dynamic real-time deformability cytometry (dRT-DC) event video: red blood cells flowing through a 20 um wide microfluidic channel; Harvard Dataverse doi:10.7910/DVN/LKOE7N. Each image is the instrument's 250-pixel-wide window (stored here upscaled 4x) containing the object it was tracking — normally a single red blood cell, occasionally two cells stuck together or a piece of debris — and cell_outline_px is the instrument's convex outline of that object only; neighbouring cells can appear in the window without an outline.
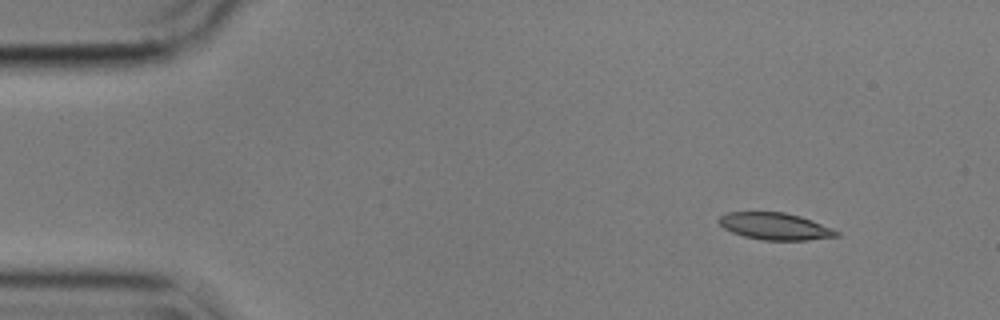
{"species": "common noctule bat (a hibernating species)", "species_latin": "Nyctalus noctula", "temperature_condition": "cold", "stored_images_in_passage": 51, "camera_frame_rate_fps": 3000, "um_per_image_px": 0.085, "animal": {"sex": "male", "body_mass_g": 17.9}, "frame": {"image": 1, "passage_image": 1, "time_ms": 0.0, "image_size_px": [1000, 320], "cell_outline_px": [[840, 236], [808, 240], [764, 240], [744, 236], [732, 232], [724, 228], [716, 220], [720, 216], [728, 212], [784, 212], [800, 216], [832, 228], [840, 232]], "centroid_in_image_um": [65.88, 19.23], "position_along_channel_um": 19.1, "area_um2": 18.44}}
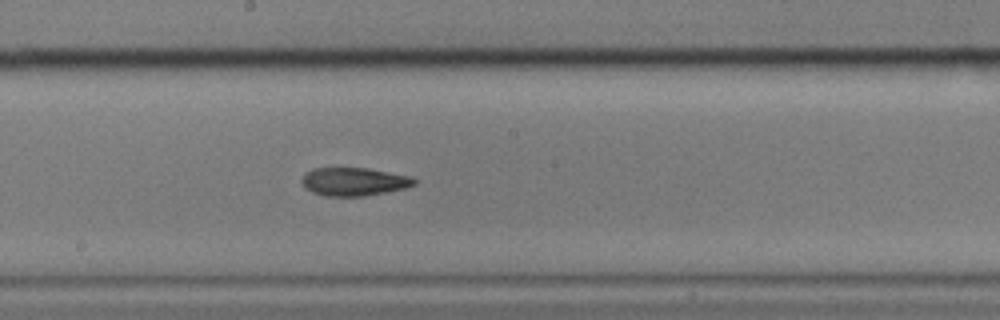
{"frame": {"image": 2, "passage_image": 25, "time_ms": 8.0, "image_size_px": [1000, 320], "cell_outline_px": [[416, 184], [404, 188], [388, 192], [364, 196], [324, 196], [312, 192], [304, 188], [300, 180], [312, 168], [368, 168], [412, 176], [416, 180]], "centroid_in_image_um": [30.09, 15.44], "position_along_channel_um": 218.1, "area_um2": 18.61}}
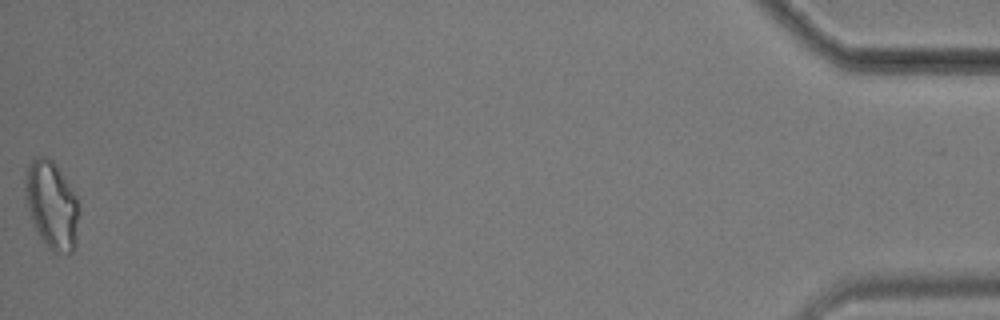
{"frame": {"image": 3, "passage_image": 51, "time_ms": 16.667, "image_size_px": [1000, 320], "cell_outline_px": [[80, 208], [76, 244], [72, 252], [56, 252], [48, 248], [32, 224], [28, 208], [24, 184], [28, 164], [32, 156], [48, 156], [56, 164], [76, 196]], "centroid_in_image_um": [4.4, 17.4], "position_along_channel_um": 430.8, "area_um2": 27.69}, "authors_computed_cell_mechanics": {"area_um2": 19.363, "velocity_mm_per_s": 3.5524, "shape_relaxation_time_tau1_ms": null, "shape_relaxation_time_tau2_ms": 6.0866, "deformation_change_tau1": null, "deformation_change_tau2": 0.1448}}